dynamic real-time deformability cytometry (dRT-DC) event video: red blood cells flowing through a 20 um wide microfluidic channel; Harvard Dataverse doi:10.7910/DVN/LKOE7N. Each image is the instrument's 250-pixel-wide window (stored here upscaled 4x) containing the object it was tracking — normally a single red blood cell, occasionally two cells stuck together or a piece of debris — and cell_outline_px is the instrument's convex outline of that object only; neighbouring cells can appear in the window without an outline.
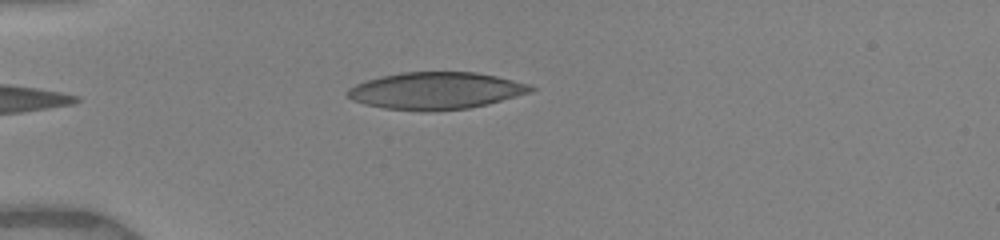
{"species": "human", "species_latin": "Homo sapiens", "temperature_condition": "warm", "stored_images_in_passage": 2, "camera_frame_rate_fps": 3000, "um_per_image_px": 0.085, "donor": {"sex": "female"}, "frame": {"image": 1, "passage_image": 2, "time_ms": 1.0, "image_size_px": [1000, 240], "cell_outline_px": [[536, 88], [532, 92], [488, 104], [468, 108], [432, 112], [424, 112], [384, 108], [364, 104], [352, 100], [348, 96], [348, 88], [356, 84], [368, 80], [400, 72], [476, 72], [496, 76], [532, 84]], "centroid_in_image_um": [37.09, 7.72], "position_along_channel_um": 47.9, "area_um2": 39.77}}